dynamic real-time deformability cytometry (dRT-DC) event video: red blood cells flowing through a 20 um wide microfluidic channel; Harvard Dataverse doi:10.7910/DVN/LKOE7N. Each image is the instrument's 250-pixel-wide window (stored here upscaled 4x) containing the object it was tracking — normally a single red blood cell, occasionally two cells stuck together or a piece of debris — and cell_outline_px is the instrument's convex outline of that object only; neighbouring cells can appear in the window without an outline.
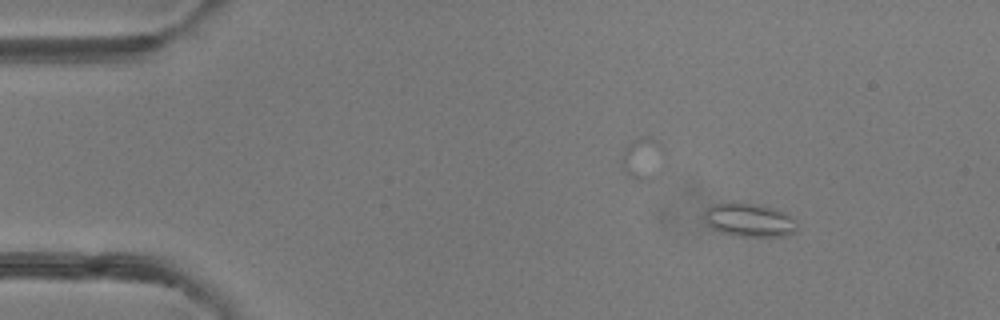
{"species": "common noctule bat (a hibernating species)", "species_latin": "Nyctalus noctula", "temperature_condition": "room temperature", "stored_images_in_passage": 41, "camera_frame_rate_fps": 3000, "um_per_image_px": 0.085, "animal": {"sex": "female"}, "frame": {"image": 1, "passage_image": 1, "time_ms": 0.0, "image_size_px": [1000, 320], "cell_outline_px": [[796, 232], [788, 236], [736, 236], [720, 232], [712, 228], [708, 224], [704, 216], [704, 212], [712, 204], [732, 200], [736, 200], [756, 204], [788, 212], [796, 220]], "centroid_in_image_um": [63.7, 18.67], "position_along_channel_um": 21.3, "area_um2": 18.67}}
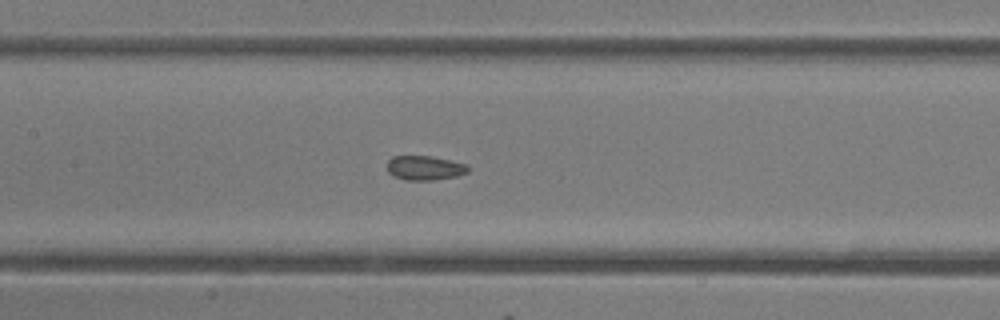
{"frame": {"image": 2, "passage_image": 18, "time_ms": 5.667, "image_size_px": [1000, 320], "cell_outline_px": [[468, 172], [456, 176], [432, 180], [408, 180], [392, 176], [388, 172], [388, 160], [392, 156], [432, 156], [468, 164]], "centroid_in_image_um": [36.1, 14.27], "position_along_channel_um": 171.3, "area_um2": 11.5}}
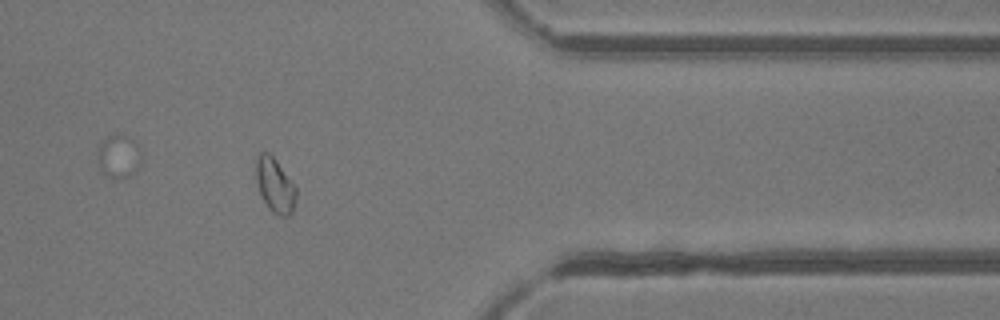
{"frame": {"image": 3, "passage_image": 35, "time_ms": 11.333, "image_size_px": [1000, 320], "cell_outline_px": [[296, 196], [292, 212], [288, 216], [276, 216], [268, 208], [260, 192], [256, 180], [256, 156], [260, 152], [268, 152], [276, 160], [296, 188]], "centroid_in_image_um": [23.36, 15.76], "position_along_channel_um": 388.0, "area_um2": 12.6}, "authors_computed_cell_mechanics": {"area_um2": 12.138, "velocity_mm_per_s": 4.1562, "shape_relaxation_time_tau1_ms": null, "shape_relaxation_time_tau2_ms": 1.4339, "deformation_change_tau1": null, "deformation_change_tau2": 0.0436}}